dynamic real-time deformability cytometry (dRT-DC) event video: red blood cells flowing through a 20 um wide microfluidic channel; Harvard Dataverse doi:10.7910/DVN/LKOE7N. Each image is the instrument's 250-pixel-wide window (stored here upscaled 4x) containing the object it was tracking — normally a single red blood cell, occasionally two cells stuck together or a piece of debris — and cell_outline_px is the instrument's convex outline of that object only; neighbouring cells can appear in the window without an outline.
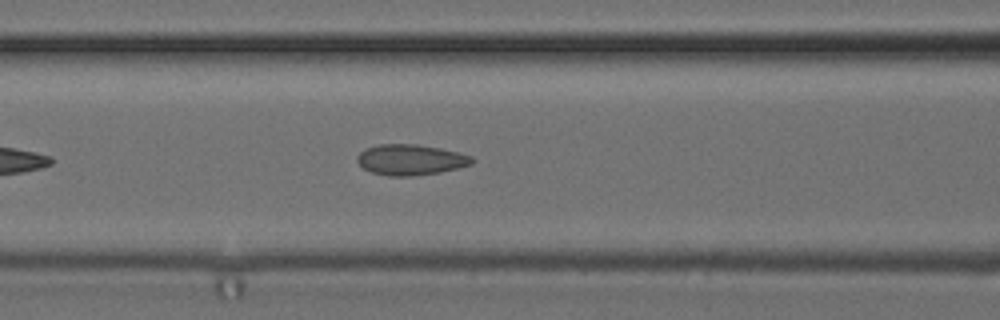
{"species": "common noctule bat (a hibernating species)", "species_latin": "Nyctalus noctula", "temperature_condition": "cold", "stored_images_in_passage": 15, "camera_frame_rate_fps": 3000, "um_per_image_px": 0.085, "animal": {"sex": "female", "body_mass_g": 24.6, "forearm_length_mm": 56.2}, "frame": {"image": 1, "passage_image": 8, "time_ms": 2.333, "image_size_px": [1000, 320], "cell_outline_px": [[476, 160], [472, 164], [440, 172], [412, 176], [388, 176], [372, 172], [364, 168], [356, 160], [356, 156], [364, 148], [380, 144], [416, 144], [440, 148], [472, 156]], "centroid_in_image_um": [34.89, 13.57], "position_along_channel_um": 131.7, "area_um2": 20.52}}
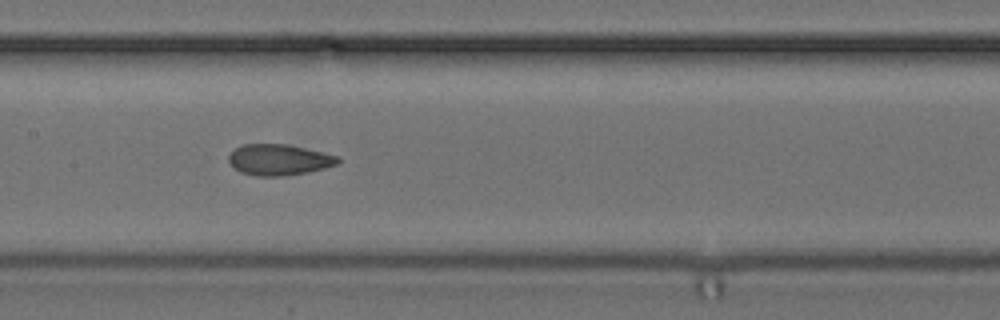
{"frame": {"image": 2, "passage_image": 12, "time_ms": 3.667, "image_size_px": [1000, 320], "cell_outline_px": [[340, 164], [308, 172], [280, 176], [256, 176], [240, 172], [228, 160], [228, 156], [236, 148], [244, 144], [284, 144], [304, 148], [340, 156]], "centroid_in_image_um": [23.74, 13.58], "position_along_channel_um": 183.7, "area_um2": 19.59}}